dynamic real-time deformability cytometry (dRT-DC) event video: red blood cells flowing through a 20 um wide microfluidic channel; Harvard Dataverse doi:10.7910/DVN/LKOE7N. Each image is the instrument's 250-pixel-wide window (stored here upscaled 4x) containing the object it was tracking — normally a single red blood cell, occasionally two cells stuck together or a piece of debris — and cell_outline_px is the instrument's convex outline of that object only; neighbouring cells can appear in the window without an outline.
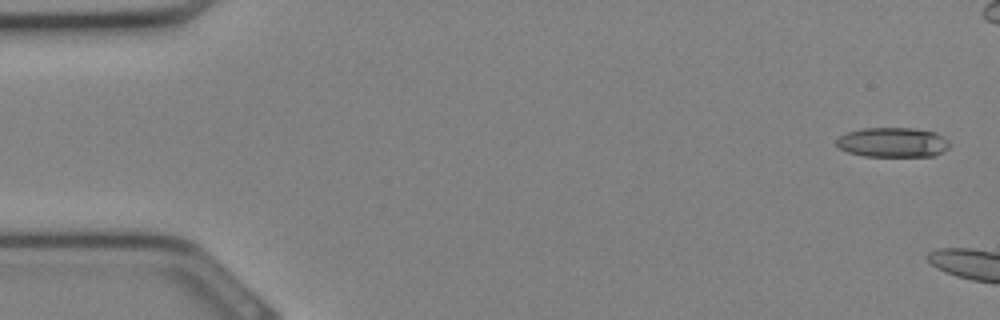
{"species": "Egyptian fruit bat (a non-hibernating species)", "species_latin": "Rousettus aegyptiacus", "temperature_condition": "cold", "stored_images_in_passage": 3, "camera_frame_rate_fps": 3000, "um_per_image_px": 0.085, "animal": {"sex": "female"}, "frame": {"image": 1, "passage_image": 1, "time_ms": 0.0, "image_size_px": [1000, 320], "cell_outline_px": [[948, 148], [944, 152], [932, 156], [864, 156], [848, 152], [840, 148], [836, 144], [836, 140], [840, 136], [848, 132], [864, 128], [912, 128], [936, 132], [948, 140]], "centroid_in_image_um": [75.89, 12.1], "position_along_channel_um": 9.1, "area_um2": 19.54}}